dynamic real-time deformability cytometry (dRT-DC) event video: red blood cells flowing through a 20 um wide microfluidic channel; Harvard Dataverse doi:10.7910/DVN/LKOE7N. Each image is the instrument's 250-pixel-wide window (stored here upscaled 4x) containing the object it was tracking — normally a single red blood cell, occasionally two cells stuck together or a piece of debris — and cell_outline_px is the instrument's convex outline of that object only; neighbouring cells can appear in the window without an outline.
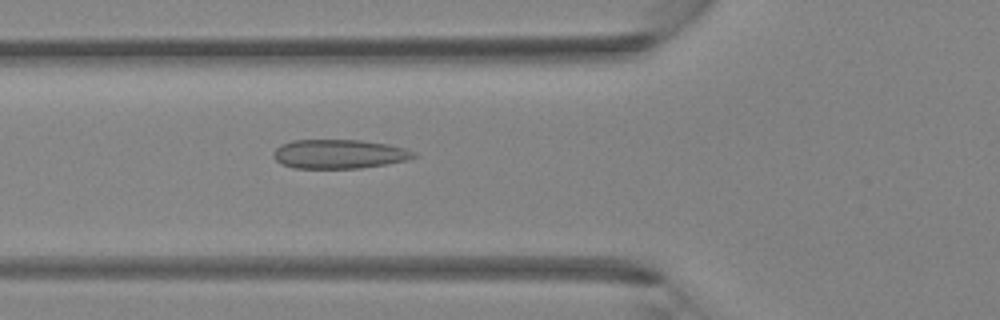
{"species": "Egyptian fruit bat (a non-hibernating species)", "species_latin": "Rousettus aegyptiacus", "temperature_condition": "room temperature", "stored_images_in_passage": 39, "camera_frame_rate_fps": 3000, "um_per_image_px": 0.085, "animal": {"sex": "female"}, "frame": {"image": 1, "passage_image": 15, "time_ms": 4.667, "image_size_px": [1000, 320], "cell_outline_px": [[416, 156], [404, 160], [384, 164], [360, 168], [292, 168], [280, 164], [272, 156], [272, 152], [280, 144], [292, 140], [360, 140], [388, 144], [404, 148], [416, 152]], "centroid_in_image_um": [28.75, 13.09], "position_along_channel_um": 97.0, "area_um2": 23.81}}
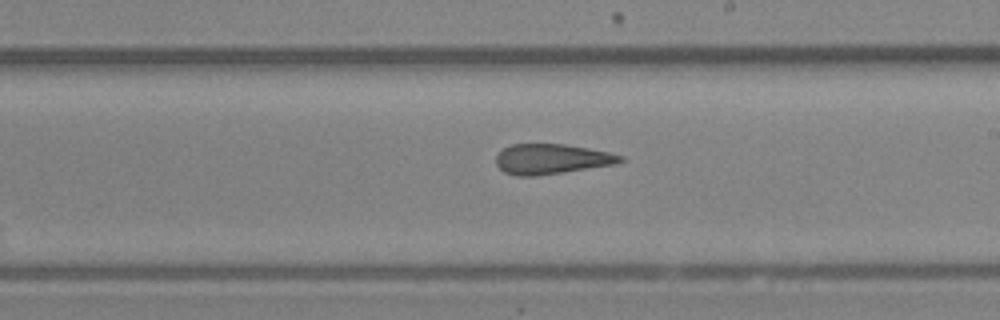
{"frame": {"image": 2, "passage_image": 24, "time_ms": 7.667, "image_size_px": [1000, 320], "cell_outline_px": [[624, 160], [616, 164], [564, 172], [536, 176], [516, 176], [504, 172], [496, 164], [496, 156], [504, 148], [512, 144], [564, 144], [588, 148], [608, 152], [624, 156]], "centroid_in_image_um": [46.88, 13.52], "position_along_channel_um": 242.1, "area_um2": 21.79}}
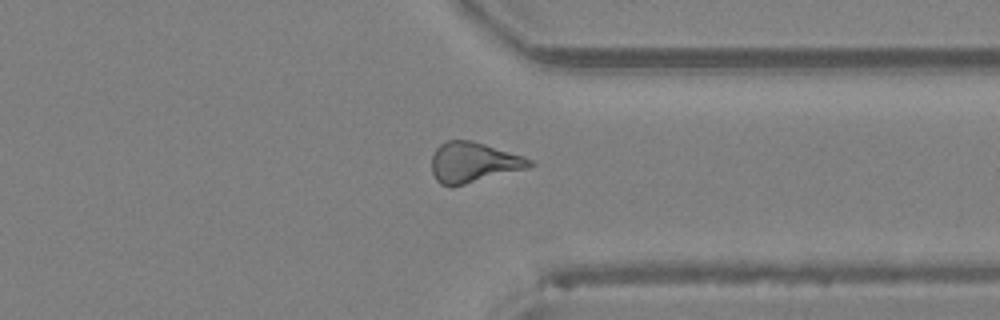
{"frame": {"image": 3, "passage_image": 32, "time_ms": 10.333, "image_size_px": [1000, 320], "cell_outline_px": [[536, 164], [528, 168], [452, 188], [440, 184], [436, 180], [432, 172], [432, 156], [436, 148], [440, 144], [448, 140], [472, 140], [524, 156], [532, 160]], "centroid_in_image_um": [40.24, 13.82], "position_along_channel_um": 371.2, "area_um2": 23.29}}